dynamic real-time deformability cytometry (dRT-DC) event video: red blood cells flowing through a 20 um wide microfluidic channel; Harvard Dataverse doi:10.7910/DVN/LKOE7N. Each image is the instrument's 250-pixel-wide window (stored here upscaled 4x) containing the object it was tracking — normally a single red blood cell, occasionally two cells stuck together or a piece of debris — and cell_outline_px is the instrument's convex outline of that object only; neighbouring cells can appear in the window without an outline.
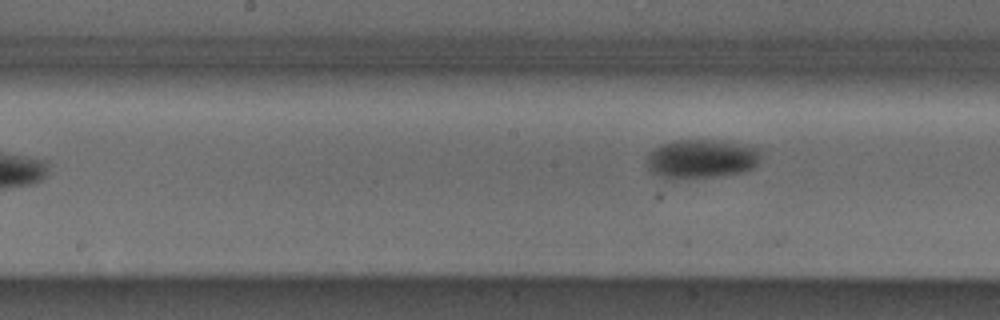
{"species": "Egyptian fruit bat (a non-hibernating species)", "species_latin": "Rousettus aegyptiacus", "temperature_condition": "cold", "stored_images_in_passage": 8, "camera_frame_rate_fps": 3000, "um_per_image_px": 0.085, "animal": {"sex": "male"}, "frame": {"image": 1, "passage_image": 8, "time_ms": 2.333, "image_size_px": [1000, 320], "cell_outline_px": [[760, 160], [752, 168], [744, 172], [724, 176], [672, 180], [668, 180], [652, 172], [648, 168], [648, 152], [664, 144], [676, 140], [716, 140], [760, 148]], "centroid_in_image_um": [59.62, 13.53], "position_along_channel_um": 188.6, "area_um2": 26.13}}